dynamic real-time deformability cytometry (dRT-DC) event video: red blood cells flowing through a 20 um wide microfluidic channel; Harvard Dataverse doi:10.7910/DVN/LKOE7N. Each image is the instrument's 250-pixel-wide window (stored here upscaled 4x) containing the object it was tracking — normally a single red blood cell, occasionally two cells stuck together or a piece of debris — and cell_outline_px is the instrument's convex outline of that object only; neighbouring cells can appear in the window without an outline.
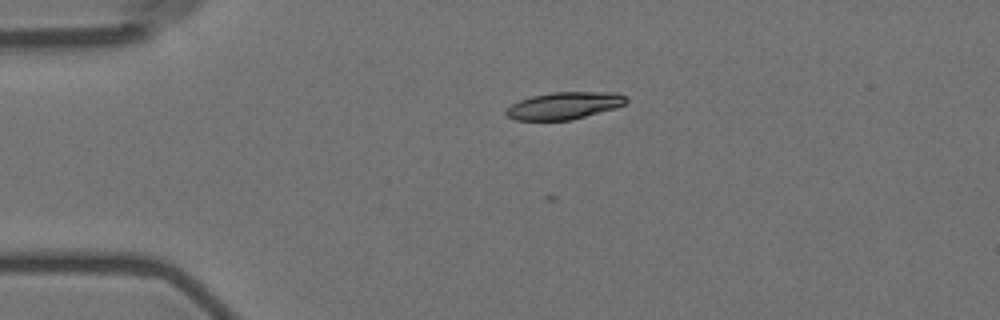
{"species": "Egyptian fruit bat (a non-hibernating species)", "species_latin": "Rousettus aegyptiacus", "temperature_condition": "room temperature", "stored_images_in_passage": 2, "camera_frame_rate_fps": 3000, "um_per_image_px": 0.085, "animal": {"sex": "female"}, "frame": {"image": 1, "passage_image": 1, "time_ms": 0.0, "image_size_px": [1000, 320], "cell_outline_px": [[628, 100], [624, 104], [616, 108], [572, 120], [516, 120], [508, 116], [504, 112], [512, 104], [520, 100], [532, 96], [552, 92], [616, 92], [628, 96]], "centroid_in_image_um": [48.0, 8.97], "position_along_channel_um": 37.0, "area_um2": 19.07}}